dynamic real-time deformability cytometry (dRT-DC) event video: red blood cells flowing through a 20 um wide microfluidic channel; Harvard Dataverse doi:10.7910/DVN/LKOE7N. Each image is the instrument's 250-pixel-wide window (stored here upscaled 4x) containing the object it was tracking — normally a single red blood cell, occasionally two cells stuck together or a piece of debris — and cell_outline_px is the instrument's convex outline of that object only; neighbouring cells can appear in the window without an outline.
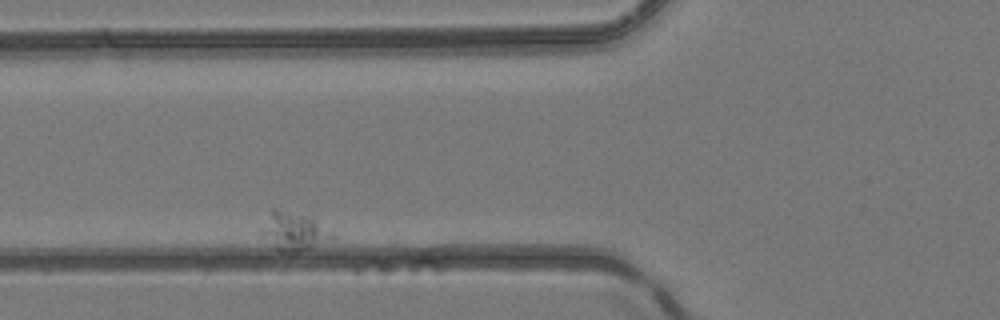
{"species": "common noctule bat (a hibernating species)", "species_latin": "Nyctalus noctula", "temperature_condition": "room temperature", "stored_images_in_passage": 5, "segment_of_instrument_passage": [1, 2], "camera_frame_rate_fps": 3000, "um_per_image_px": 0.085, "animal": {"sex": "female", "body_mass_g": 24.6, "forearm_length_mm": 56.2}, "frame": {"image": 1, "passage_image": 2, "time_ms": 1.667, "image_size_px": [1000, 320], "cell_outline_px": [[336, 236], [308, 248], [296, 252], [280, 252], [260, 236], [256, 232], [272, 208], [308, 216], [332, 232]], "centroid_in_image_um": [24.84, 19.66], "position_along_channel_um": 101.0, "area_um2": 15.61}}
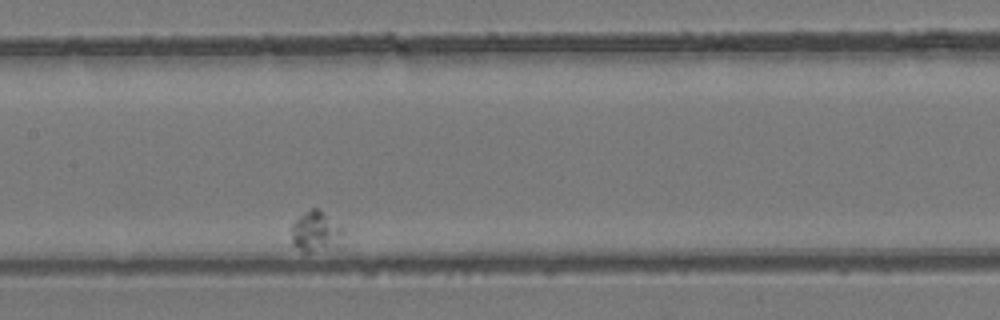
{"frame": {"image": 2, "passage_image": 4, "time_ms": 5.0, "image_size_px": [1000, 320], "cell_outline_px": [[340, 248], [308, 252], [304, 252], [296, 248], [292, 244], [292, 224], [300, 216], [312, 208], [316, 208], [340, 224]], "centroid_in_image_um": [26.83, 19.73], "position_along_channel_um": 180.6, "area_um2": 12.08}}